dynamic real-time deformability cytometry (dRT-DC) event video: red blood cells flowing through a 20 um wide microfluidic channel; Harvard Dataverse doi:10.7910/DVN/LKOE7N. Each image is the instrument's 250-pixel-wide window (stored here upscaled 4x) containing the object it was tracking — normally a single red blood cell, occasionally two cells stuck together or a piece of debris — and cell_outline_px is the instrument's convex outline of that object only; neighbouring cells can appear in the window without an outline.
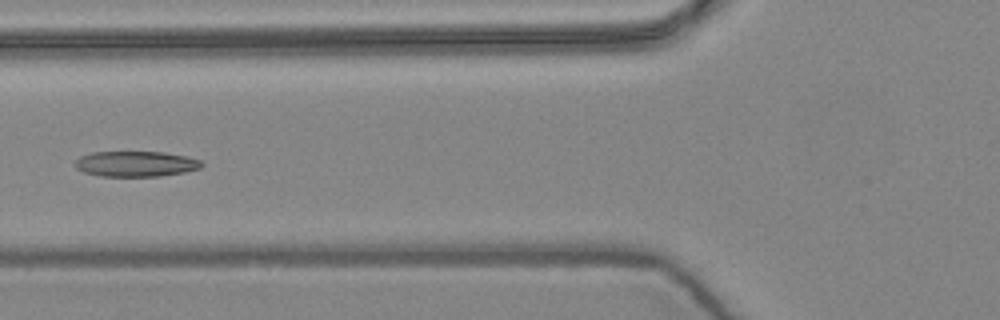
{"species": "common noctule bat (a hibernating species)", "species_latin": "Nyctalus noctula", "temperature_condition": "warm", "stored_images_in_passage": 7, "camera_frame_rate_fps": 3000, "um_per_image_px": 0.085, "animal": {"sex": "female", "body_mass_g": 24.6, "forearm_length_mm": 56.2}, "frame": {"image": 1, "passage_image": 7, "time_ms": 2.0, "image_size_px": [1000, 320], "cell_outline_px": [[204, 164], [200, 168], [184, 172], [160, 176], [100, 176], [84, 172], [76, 168], [76, 160], [80, 156], [92, 152], [164, 152], [188, 156], [200, 160]], "centroid_in_image_um": [11.56, 13.92], "position_along_channel_um": 114.2, "area_um2": 18.79}}